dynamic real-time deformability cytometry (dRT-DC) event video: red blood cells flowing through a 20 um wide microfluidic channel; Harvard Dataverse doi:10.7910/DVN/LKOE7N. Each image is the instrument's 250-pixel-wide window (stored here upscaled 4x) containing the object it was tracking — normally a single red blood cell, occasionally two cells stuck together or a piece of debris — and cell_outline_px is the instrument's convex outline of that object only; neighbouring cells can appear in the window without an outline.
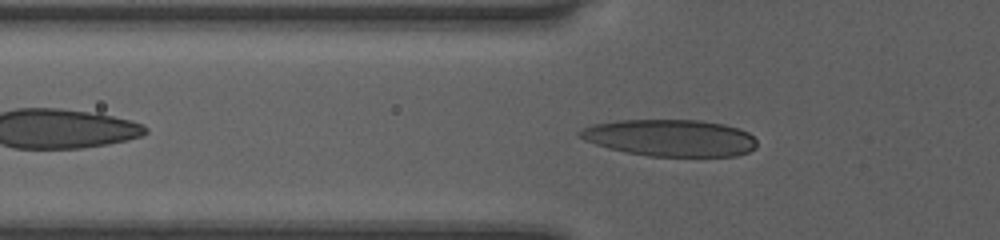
{"species": "human", "species_latin": "Homo sapiens", "temperature_condition": "room temperature", "stored_images_in_passage": 40, "camera_frame_rate_fps": 3000, "um_per_image_px": 0.085, "donor": {"sex": "female"}, "frame": {"image": 1, "passage_image": 6, "time_ms": 1.667, "image_size_px": [1000, 240], "cell_outline_px": [[756, 148], [748, 152], [736, 156], [648, 156], [624, 152], [608, 148], [584, 140], [576, 132], [592, 124], [616, 120], [700, 120], [724, 124], [740, 128], [748, 132], [756, 140]], "centroid_in_image_um": [56.97, 11.72], "position_along_channel_um": 68.8, "area_um2": 38.21}}
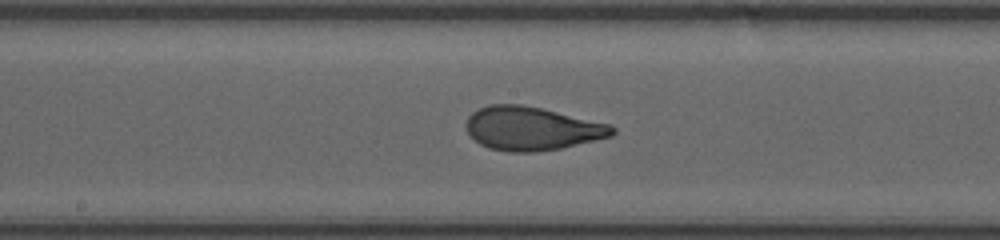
{"frame": {"image": 2, "passage_image": 16, "time_ms": 5.0, "image_size_px": [1000, 240], "cell_outline_px": [[616, 132], [612, 136], [560, 148], [536, 152], [508, 152], [488, 148], [480, 144], [468, 132], [464, 124], [468, 116], [472, 112], [480, 108], [492, 104], [520, 104], [540, 108], [612, 124], [616, 128]], "centroid_in_image_um": [45.21, 10.92], "position_along_channel_um": 203.0, "area_um2": 37.11}}
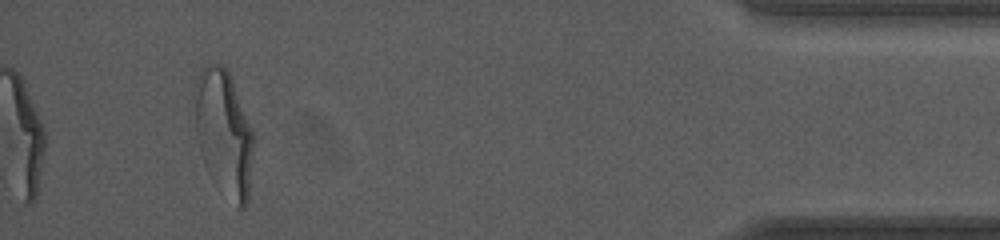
{"frame": {"image": 3, "passage_image": 36, "time_ms": 11.667, "image_size_px": [1000, 240], "cell_outline_px": [[252, 156], [248, 200], [244, 208], [236, 208], [200, 152], [196, 136], [196, 80], [200, 68], [204, 64], [220, 64], [228, 72], [232, 80], [252, 128]], "centroid_in_image_um": [19.04, 11.21], "position_along_channel_um": 416.2, "area_um2": 41.44}}